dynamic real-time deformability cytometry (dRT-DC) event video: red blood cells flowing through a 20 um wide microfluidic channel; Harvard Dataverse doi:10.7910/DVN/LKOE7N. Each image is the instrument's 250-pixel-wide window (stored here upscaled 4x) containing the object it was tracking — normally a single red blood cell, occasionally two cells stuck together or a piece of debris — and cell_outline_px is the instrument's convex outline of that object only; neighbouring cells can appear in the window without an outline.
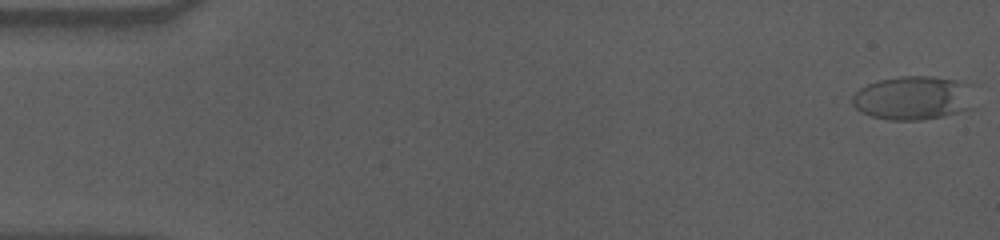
{"species": "human", "species_latin": "Homo sapiens", "temperature_condition": "cold", "stored_images_in_passage": 58, "camera_frame_rate_fps": 3000, "um_per_image_px": 0.085, "donor": {"sex": "male"}, "frame": {"image": 1, "passage_image": 1, "time_ms": 0.0, "image_size_px": [1000, 240], "cell_outline_px": [[976, 108], [944, 116], [920, 120], [892, 120], [872, 116], [856, 108], [852, 104], [852, 96], [860, 88], [868, 84], [880, 80], [900, 76], [932, 76], [956, 80], [972, 84]], "centroid_in_image_um": [77.73, 8.32], "position_along_channel_um": 7.3, "area_um2": 31.67}}
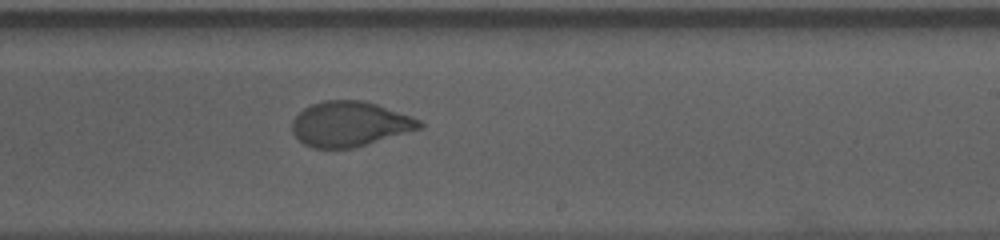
{"frame": {"image": 2, "passage_image": 35, "time_ms": 11.333, "image_size_px": [1000, 240], "cell_outline_px": [[424, 128], [356, 148], [312, 148], [304, 144], [292, 132], [292, 120], [304, 108], [312, 104], [324, 100], [364, 100], [412, 116], [420, 120], [424, 124]], "centroid_in_image_um": [29.77, 10.55], "position_along_channel_um": 259.2, "area_um2": 33.7}}
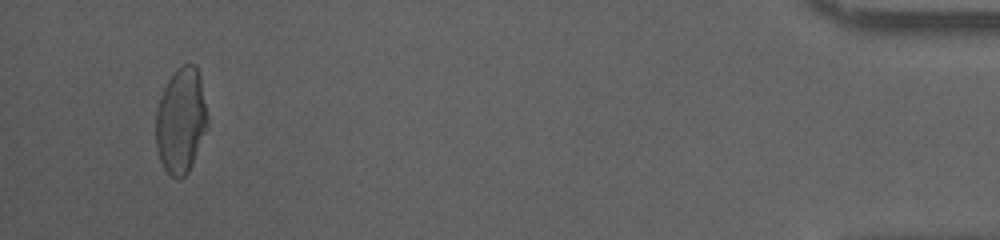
{"frame": {"image": 3, "passage_image": 55, "time_ms": 18.0, "image_size_px": [1000, 240], "cell_outline_px": [[208, 128], [188, 172], [180, 180], [176, 180], [164, 168], [160, 160], [156, 148], [156, 112], [160, 96], [168, 80], [176, 68], [184, 64], [196, 64], [200, 76], [208, 116]], "centroid_in_image_um": [15.39, 10.25], "position_along_channel_um": 419.8, "area_um2": 32.02}, "authors_computed_cell_mechanics": {"area_um2": 33.1772, "velocity_mm_per_s": 3.5573, "shape_relaxation_time_tau1_ms": 9.3753, "shape_relaxation_time_tau2_ms": null, "deformation_change_tau1": 0.226, "deformation_change_tau2": null}}